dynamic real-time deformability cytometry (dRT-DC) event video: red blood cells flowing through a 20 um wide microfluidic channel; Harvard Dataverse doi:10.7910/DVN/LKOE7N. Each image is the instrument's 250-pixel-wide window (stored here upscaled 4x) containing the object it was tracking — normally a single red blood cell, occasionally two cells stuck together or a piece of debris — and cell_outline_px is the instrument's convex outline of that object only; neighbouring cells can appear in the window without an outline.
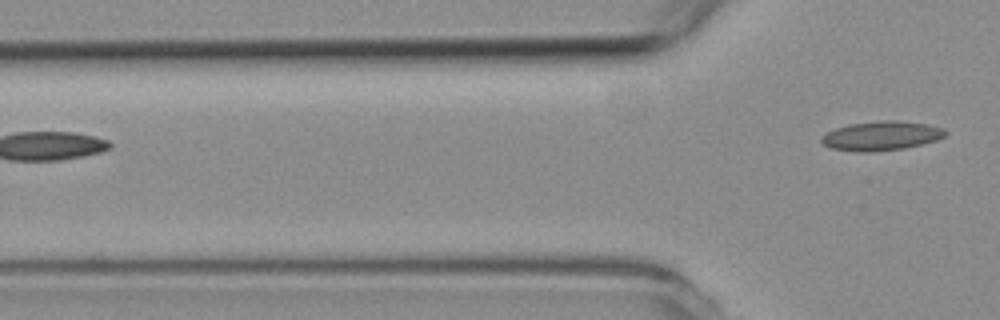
{"species": "common noctule bat (a hibernating species)", "species_latin": "Nyctalus noctula", "temperature_condition": "room temperature", "stored_images_in_passage": 2, "camera_frame_rate_fps": 3000, "um_per_image_px": 0.085, "animal": {"sex": "female", "body_mass_g": 19.3, "forearm_length_mm": 54.1}, "frame": {"image": 1, "passage_image": 2, "time_ms": 1.333, "image_size_px": [1000, 320], "cell_outline_px": [[948, 132], [944, 136], [936, 140], [904, 148], [872, 152], [856, 152], [832, 148], [824, 144], [820, 140], [820, 136], [836, 128], [852, 124], [888, 120], [892, 120], [928, 124], [944, 128]], "centroid_in_image_um": [74.92, 11.55], "position_along_channel_um": 50.9, "area_um2": 20.87}}